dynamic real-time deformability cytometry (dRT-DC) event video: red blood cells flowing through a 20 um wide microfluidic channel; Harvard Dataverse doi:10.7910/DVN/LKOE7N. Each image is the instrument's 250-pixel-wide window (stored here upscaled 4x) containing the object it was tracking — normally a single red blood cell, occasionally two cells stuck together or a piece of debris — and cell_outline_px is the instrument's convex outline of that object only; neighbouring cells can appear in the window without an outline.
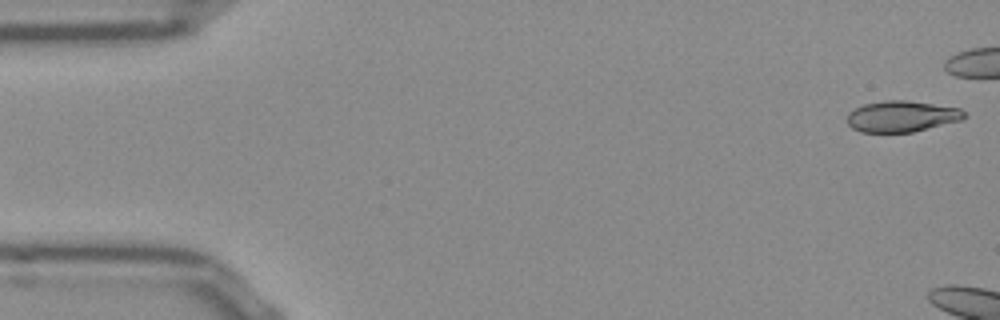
{"species": "Egyptian fruit bat (a non-hibernating species)", "species_latin": "Rousettus aegyptiacus", "temperature_condition": "room temperature", "stored_images_in_passage": 10, "camera_frame_rate_fps": 3000, "um_per_image_px": 0.085, "frame": {"image": 1, "passage_image": 1, "time_ms": 0.0, "image_size_px": [1000, 320], "cell_outline_px": [[964, 116], [960, 120], [912, 132], [860, 132], [852, 128], [848, 124], [848, 112], [864, 104], [884, 100], [908, 100], [960, 108], [964, 112]], "centroid_in_image_um": [76.61, 9.88], "position_along_channel_um": 8.4, "area_um2": 21.04}}